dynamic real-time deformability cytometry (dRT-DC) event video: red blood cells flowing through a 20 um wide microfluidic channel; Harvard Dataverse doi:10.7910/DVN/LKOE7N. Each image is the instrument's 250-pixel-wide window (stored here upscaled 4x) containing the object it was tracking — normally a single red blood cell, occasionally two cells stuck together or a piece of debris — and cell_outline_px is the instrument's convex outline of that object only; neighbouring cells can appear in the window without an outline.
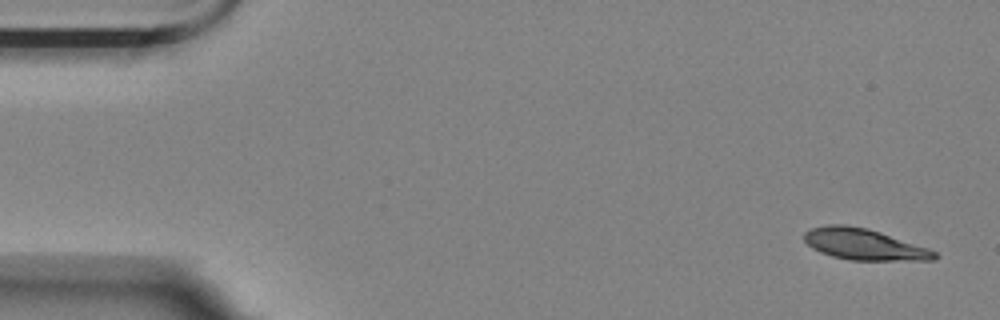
{"species": "Egyptian fruit bat (a non-hibernating species)", "species_latin": "Rousettus aegyptiacus", "temperature_condition": "room temperature", "stored_images_in_passage": 5, "camera_frame_rate_fps": 3000, "um_per_image_px": 0.085, "animal": {"sex": "female"}, "frame": {"image": 1, "passage_image": 1, "time_ms": 0.0, "image_size_px": [1000, 320], "cell_outline_px": [[940, 256], [936, 260], [852, 260], [832, 256], [820, 252], [812, 248], [804, 240], [804, 232], [812, 228], [828, 224], [844, 224], [868, 228], [928, 248], [936, 252]], "centroid_in_image_um": [73.45, 20.77], "position_along_channel_um": 11.6, "area_um2": 23.64}}
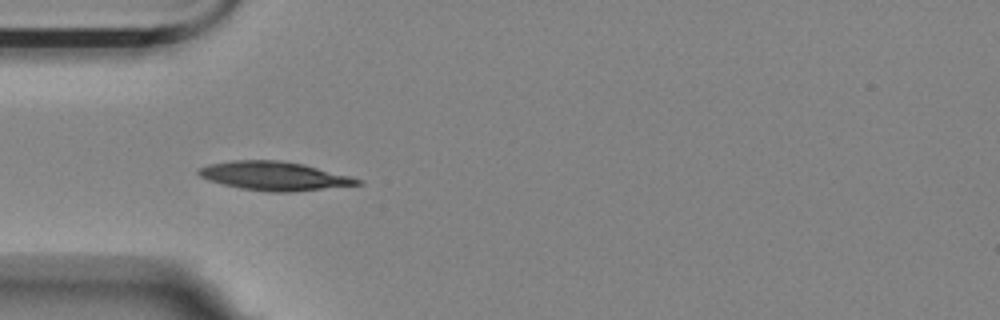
{"frame": {"image": 2, "passage_image": 4, "time_ms": 1.0, "image_size_px": [1000, 320], "cell_outline_px": [[364, 184], [292, 192], [268, 192], [240, 188], [208, 180], [200, 176], [196, 172], [200, 168], [208, 164], [232, 160], [280, 160], [304, 164], [352, 176], [364, 180]], "centroid_in_image_um": [23.36, 14.96], "position_along_channel_um": 61.6, "area_um2": 26.82}}
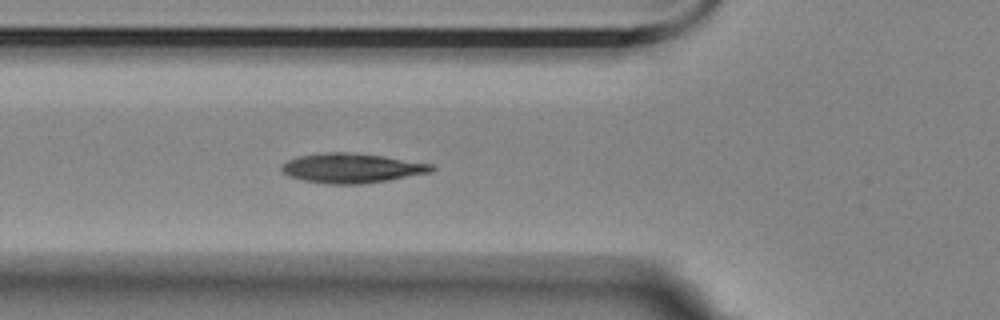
{"frame": {"image": 3, "passage_image": 5, "time_ms": 1.333, "image_size_px": [1000, 320], "cell_outline_px": [[436, 168], [432, 172], [388, 180], [360, 184], [324, 184], [304, 180], [288, 176], [280, 168], [280, 164], [288, 160], [300, 156], [328, 152], [344, 152], [384, 156], [432, 164]], "centroid_in_image_um": [29.89, 14.29], "position_along_channel_um": 95.9, "area_um2": 25.78}}